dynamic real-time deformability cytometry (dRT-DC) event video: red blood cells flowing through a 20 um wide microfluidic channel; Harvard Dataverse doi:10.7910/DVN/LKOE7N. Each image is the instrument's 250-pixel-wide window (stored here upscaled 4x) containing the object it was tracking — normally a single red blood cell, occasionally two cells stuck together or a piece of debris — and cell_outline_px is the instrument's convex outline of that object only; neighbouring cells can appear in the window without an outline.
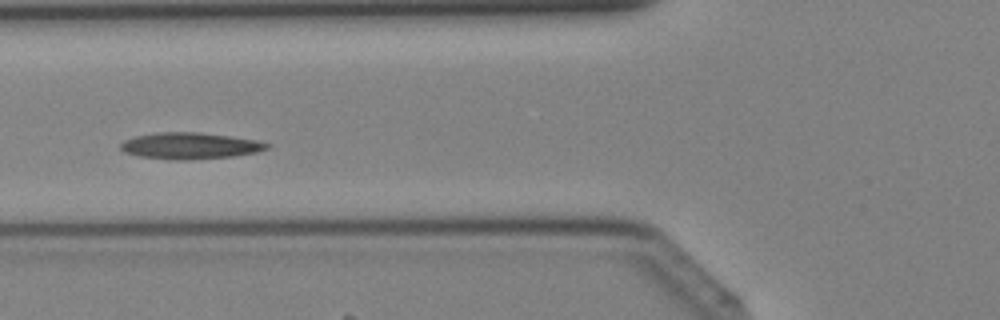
{"species": "Egyptian fruit bat (a non-hibernating species)", "species_latin": "Rousettus aegyptiacus", "temperature_condition": "cold", "stored_images_in_passage": 21, "camera_frame_rate_fps": 3000, "um_per_image_px": 0.085, "animal": {"sex": "female"}, "frame": {"image": 1, "passage_image": 4, "time_ms": 1.0, "image_size_px": [1000, 320], "cell_outline_px": [[272, 144], [268, 148], [256, 152], [232, 156], [188, 160], [168, 160], [140, 156], [124, 152], [120, 148], [120, 144], [124, 140], [136, 136], [156, 132], [200, 132], [256, 140]], "centroid_in_image_um": [16.13, 12.39], "position_along_channel_um": 109.7, "area_um2": 22.54}}
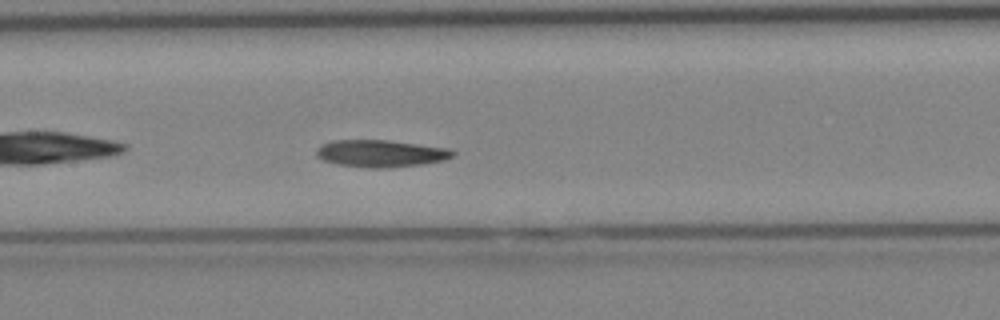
{"frame": {"image": 2, "passage_image": 8, "time_ms": 2.333, "image_size_px": [1000, 320], "cell_outline_px": [[456, 152], [452, 156], [444, 160], [420, 164], [384, 168], [368, 168], [336, 164], [324, 160], [316, 156], [316, 148], [320, 144], [332, 140], [388, 140], [452, 148]], "centroid_in_image_um": [32.35, 13.03], "position_along_channel_um": 175.1, "area_um2": 21.73}}
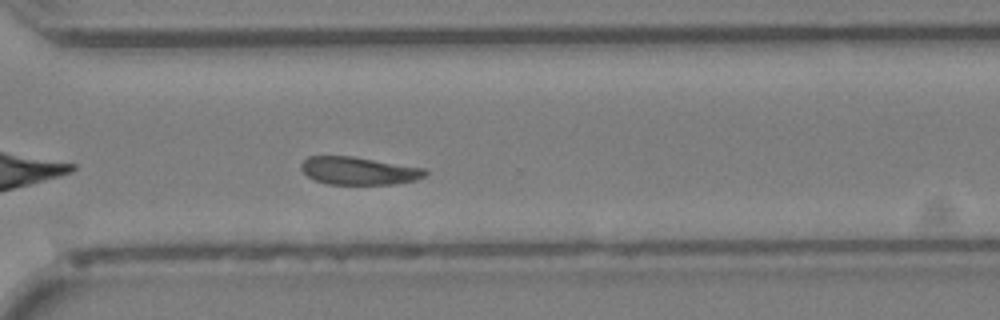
{"frame": {"image": 3, "passage_image": 18, "time_ms": 5.667, "image_size_px": [1000, 320], "cell_outline_px": [[428, 172], [424, 176], [416, 180], [392, 184], [328, 184], [316, 180], [308, 176], [300, 168], [300, 164], [308, 156], [352, 156], [424, 168]], "centroid_in_image_um": [30.48, 14.51], "position_along_channel_um": 340.1, "area_um2": 19.94}}